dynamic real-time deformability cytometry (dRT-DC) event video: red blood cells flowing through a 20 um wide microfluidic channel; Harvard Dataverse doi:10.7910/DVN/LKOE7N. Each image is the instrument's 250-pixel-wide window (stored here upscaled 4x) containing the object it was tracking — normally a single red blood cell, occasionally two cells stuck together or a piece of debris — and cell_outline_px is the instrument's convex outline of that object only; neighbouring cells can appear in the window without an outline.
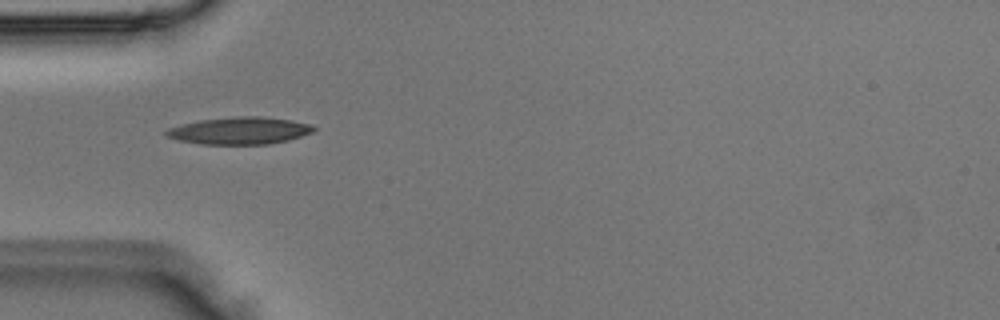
{"species": "Egyptian fruit bat (a non-hibernating species)", "species_latin": "Rousettus aegyptiacus", "temperature_condition": "room temperature", "stored_images_in_passage": 1, "camera_frame_rate_fps": 3000, "um_per_image_px": 0.085, "animal": {"sex": "male"}, "frame": {"image": 1, "passage_image": 1, "time_ms": 0.0, "image_size_px": [1000, 320], "cell_outline_px": [[316, 128], [312, 132], [288, 140], [268, 144], [200, 144], [180, 140], [164, 136], [164, 132], [168, 128], [180, 124], [200, 120], [236, 116], [264, 116], [312, 124]], "centroid_in_image_um": [20.34, 11.1], "position_along_channel_um": 64.7, "area_um2": 23.35}}